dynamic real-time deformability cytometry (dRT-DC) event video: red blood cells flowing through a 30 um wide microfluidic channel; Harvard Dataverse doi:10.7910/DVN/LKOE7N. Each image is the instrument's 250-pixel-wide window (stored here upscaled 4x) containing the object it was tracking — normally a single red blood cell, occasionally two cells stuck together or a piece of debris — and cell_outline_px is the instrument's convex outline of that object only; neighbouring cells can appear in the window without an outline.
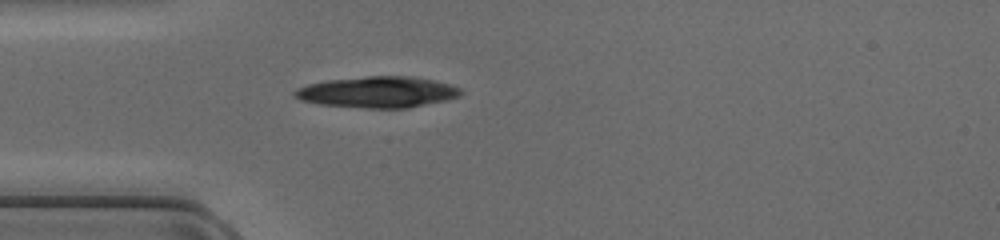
{"species": "common noctule bat (a hibernating species)", "species_latin": "Nyctalus noctula", "temperature_condition": "cold", "stored_images_in_passage": 34, "camera_frame_rate_fps": 3000, "um_per_image_px": 0.085, "animal": {"sex": "female", "body_mass_g": 17.0, "forearm_length_mm": 48.0}, "frame": {"image": 1, "passage_image": 1, "time_ms": 0.0, "image_size_px": [1000, 240], "cell_outline_px": [[464, 92], [460, 96], [448, 100], [408, 108], [364, 108], [320, 104], [300, 100], [292, 96], [292, 92], [296, 88], [308, 84], [324, 80], [368, 76], [412, 76], [452, 84], [460, 88]], "centroid_in_image_um": [32.1, 7.82], "position_along_channel_um": 52.9, "area_um2": 30.52}}
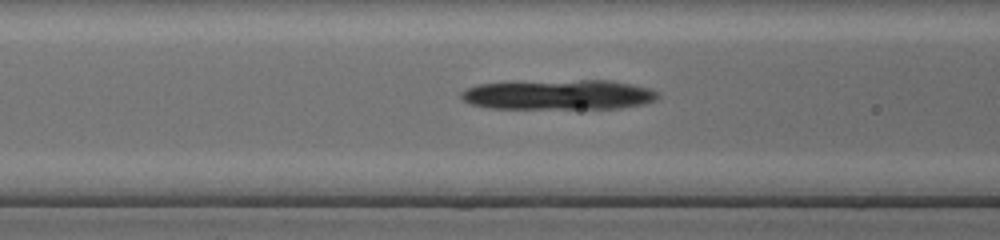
{"frame": {"image": 2, "passage_image": 6, "time_ms": 1.667, "image_size_px": [1000, 240], "cell_outline_px": [[660, 96], [656, 100], [644, 104], [620, 108], [492, 108], [472, 104], [464, 100], [460, 96], [460, 92], [468, 88], [480, 84], [580, 80], [612, 80], [652, 88], [660, 92]], "centroid_in_image_um": [47.61, 8.05], "position_along_channel_um": 119.0, "area_um2": 34.1}}
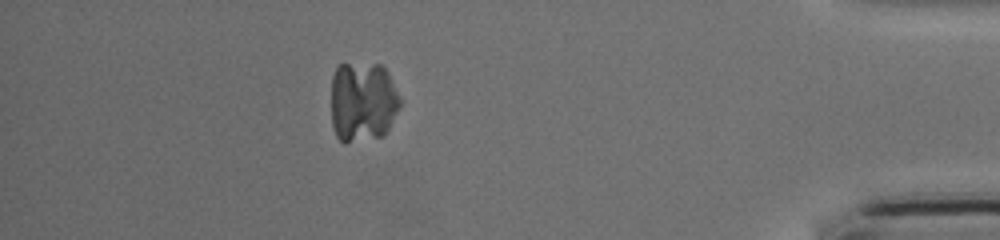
{"frame": {"image": 3, "passage_image": 29, "time_ms": 9.333, "image_size_px": [1000, 240], "cell_outline_px": [[400, 108], [384, 136], [344, 144], [336, 136], [332, 124], [332, 76], [336, 68], [340, 64], [380, 64], [388, 72], [400, 96]], "centroid_in_image_um": [30.84, 8.67], "position_along_channel_um": 404.4, "area_um2": 32.71}}